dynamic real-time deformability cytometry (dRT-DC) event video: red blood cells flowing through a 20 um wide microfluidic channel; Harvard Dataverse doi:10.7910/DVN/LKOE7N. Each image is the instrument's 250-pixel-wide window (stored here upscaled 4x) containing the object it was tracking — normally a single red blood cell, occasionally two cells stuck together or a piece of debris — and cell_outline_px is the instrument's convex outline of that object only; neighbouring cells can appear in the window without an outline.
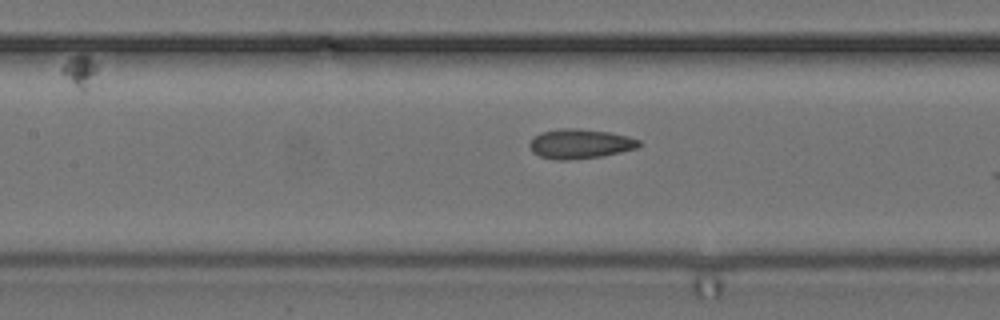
{"species": "common noctule bat (a hibernating species)", "species_latin": "Nyctalus noctula", "temperature_condition": "cold", "stored_images_in_passage": 7, "camera_frame_rate_fps": 3000, "um_per_image_px": 0.085, "animal": {"sex": "female", "body_mass_g": 24.6, "forearm_length_mm": 56.2}, "frame": {"image": 1, "passage_image": 7, "time_ms": 2.0, "image_size_px": [1000, 320], "cell_outline_px": [[644, 144], [636, 148], [604, 156], [568, 160], [556, 160], [540, 156], [532, 152], [528, 144], [540, 132], [560, 128], [576, 128], [608, 132], [628, 136], [640, 140]], "centroid_in_image_um": [49.32, 12.22], "position_along_channel_um": 158.1, "area_um2": 18.96}}